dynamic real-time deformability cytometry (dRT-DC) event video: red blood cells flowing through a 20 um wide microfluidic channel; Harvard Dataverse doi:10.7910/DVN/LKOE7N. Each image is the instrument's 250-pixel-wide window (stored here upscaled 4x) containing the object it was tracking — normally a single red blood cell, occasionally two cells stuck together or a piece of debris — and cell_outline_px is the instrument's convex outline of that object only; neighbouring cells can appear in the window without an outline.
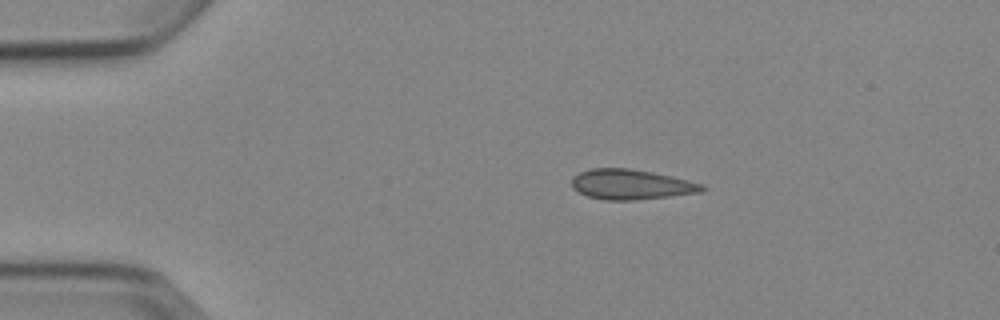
{"species": "Egyptian fruit bat (a non-hibernating species)", "species_latin": "Rousettus aegyptiacus", "temperature_condition": "cold", "stored_images_in_passage": 5, "camera_frame_rate_fps": 3000, "um_per_image_px": 0.085, "animal": {"sex": "female"}, "frame": {"image": 1, "passage_image": 2, "time_ms": 1.333, "image_size_px": [1000, 320], "cell_outline_px": [[708, 188], [704, 192], [636, 200], [604, 200], [588, 196], [572, 188], [572, 176], [580, 172], [592, 168], [628, 168], [652, 172], [704, 184]], "centroid_in_image_um": [53.66, 15.68], "position_along_channel_um": 31.3, "area_um2": 22.89}}
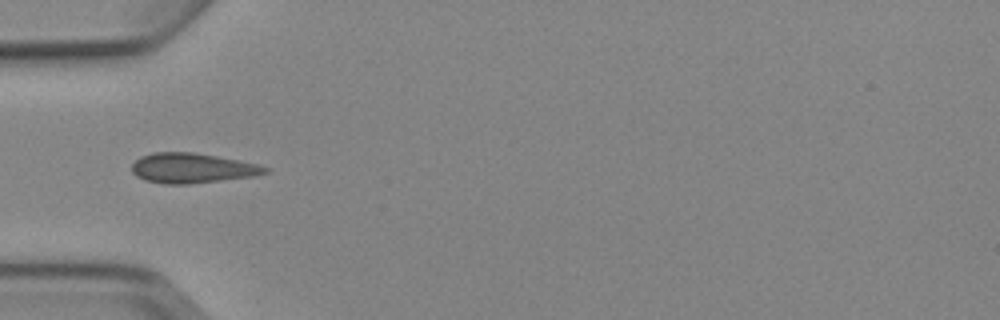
{"frame": {"image": 2, "passage_image": 4, "time_ms": 3.667, "image_size_px": [1000, 320], "cell_outline_px": [[268, 172], [252, 176], [188, 184], [164, 184], [144, 180], [136, 176], [132, 172], [132, 164], [140, 156], [152, 152], [192, 152], [216, 156], [260, 164], [268, 168]], "centroid_in_image_um": [16.29, 14.28], "position_along_channel_um": 68.7, "area_um2": 23.18}}
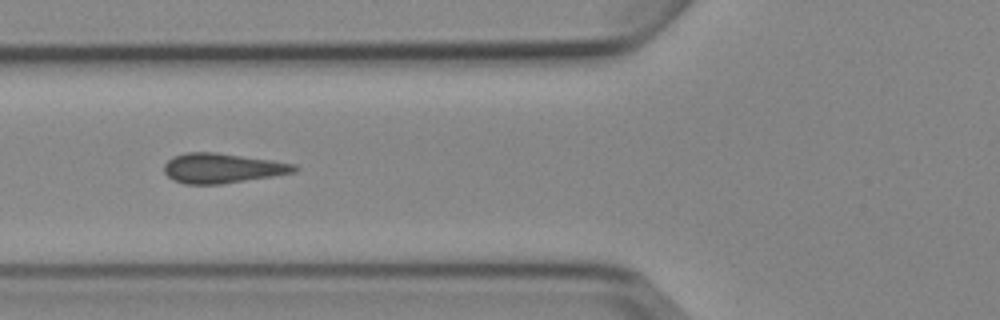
{"frame": {"image": 3, "passage_image": 5, "time_ms": 4.667, "image_size_px": [1000, 320], "cell_outline_px": [[300, 168], [296, 172], [272, 176], [220, 184], [184, 184], [172, 180], [164, 172], [164, 164], [172, 156], [184, 152], [216, 152], [272, 160], [296, 164]], "centroid_in_image_um": [18.88, 14.29], "position_along_channel_um": 106.9, "area_um2": 22.77}}